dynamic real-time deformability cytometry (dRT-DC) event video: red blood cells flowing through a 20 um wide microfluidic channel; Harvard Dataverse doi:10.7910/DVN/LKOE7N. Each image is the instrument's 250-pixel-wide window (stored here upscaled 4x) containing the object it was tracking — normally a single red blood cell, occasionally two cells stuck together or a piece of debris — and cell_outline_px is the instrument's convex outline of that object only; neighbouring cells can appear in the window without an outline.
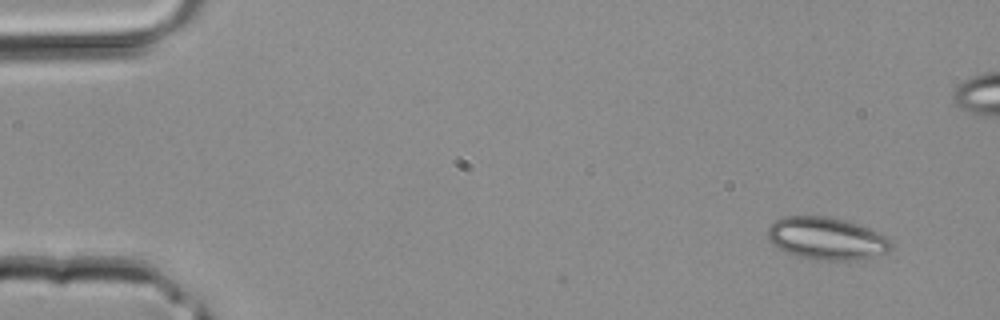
{"species": "common noctule bat (a hibernating species)", "species_latin": "Nyctalus noctula", "temperature_condition": "room temperature", "stored_images_in_passage": 38, "camera_frame_rate_fps": 3000, "um_per_image_px": 0.085, "animal": {"sex": "male", "body_mass_g": 20.4}, "frame": {"image": 1, "passage_image": 1, "time_ms": 0.0, "image_size_px": [1000, 320], "cell_outline_px": [[892, 248], [884, 252], [856, 260], [824, 260], [800, 256], [784, 252], [772, 244], [768, 240], [768, 228], [776, 220], [784, 216], [828, 216], [844, 220], [868, 228], [892, 240]], "centroid_in_image_um": [70.22, 20.26], "position_along_channel_um": 14.8, "area_um2": 30.11}}
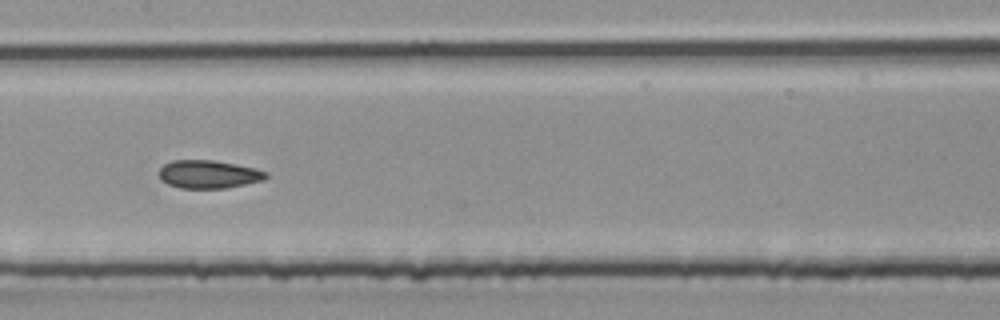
{"frame": {"image": 2, "passage_image": 18, "time_ms": 5.667, "image_size_px": [1000, 320], "cell_outline_px": [[268, 176], [264, 180], [228, 188], [180, 188], [168, 184], [160, 180], [160, 168], [164, 164], [172, 160], [212, 160], [236, 164], [256, 168], [268, 172]], "centroid_in_image_um": [17.75, 14.81], "position_along_channel_um": 189.6, "area_um2": 17.63}}
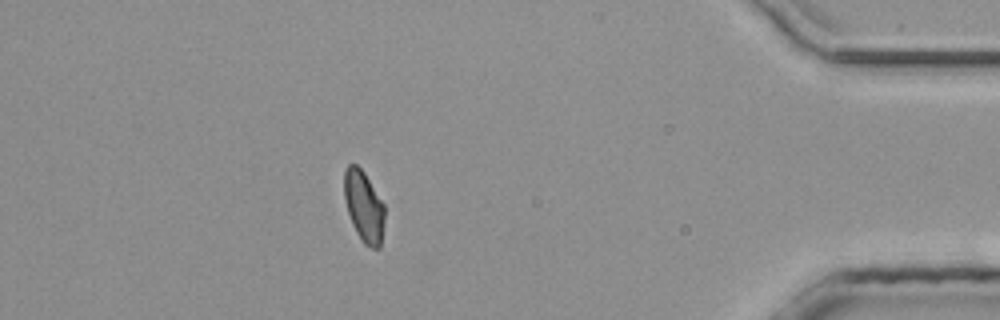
{"frame": {"image": 3, "passage_image": 33, "time_ms": 10.667, "image_size_px": [1000, 320], "cell_outline_px": [[384, 220], [380, 248], [372, 248], [364, 244], [356, 232], [352, 224], [344, 200], [344, 172], [348, 164], [356, 164], [364, 172], [384, 204]], "centroid_in_image_um": [30.92, 17.54], "position_along_channel_um": 404.3, "area_um2": 16.7}}